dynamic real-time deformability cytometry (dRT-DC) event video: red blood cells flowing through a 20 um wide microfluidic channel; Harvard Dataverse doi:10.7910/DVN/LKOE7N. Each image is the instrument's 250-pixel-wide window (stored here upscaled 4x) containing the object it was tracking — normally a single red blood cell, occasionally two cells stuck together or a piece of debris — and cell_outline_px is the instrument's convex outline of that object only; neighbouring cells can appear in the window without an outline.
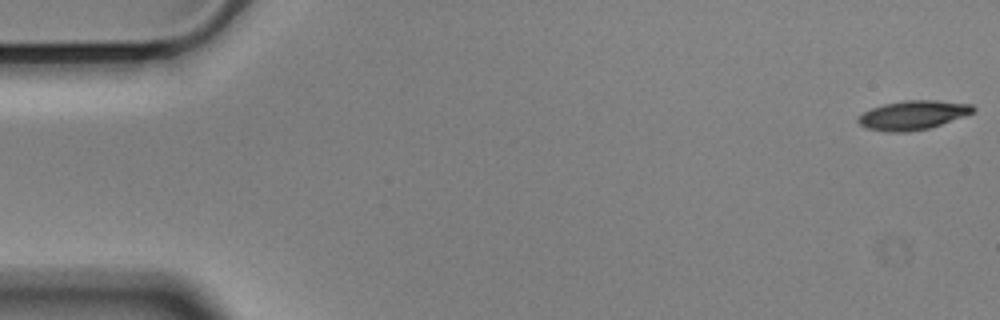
{"species": "Egyptian fruit bat (a non-hibernating species)", "species_latin": "Rousettus aegyptiacus", "temperature_condition": "cold", "stored_images_in_passage": 56, "camera_frame_rate_fps": 3000, "um_per_image_px": 0.085, "animal": {"sex": "male"}, "frame": {"image": 1, "passage_image": 1, "time_ms": 0.0, "image_size_px": [1000, 320], "cell_outline_px": [[976, 108], [972, 112], [964, 116], [928, 128], [908, 132], [884, 132], [868, 128], [860, 124], [856, 120], [864, 112], [872, 108], [884, 104], [904, 100], [936, 100], [972, 104]], "centroid_in_image_um": [77.59, 9.78], "position_along_channel_um": 7.4, "area_um2": 19.31}}
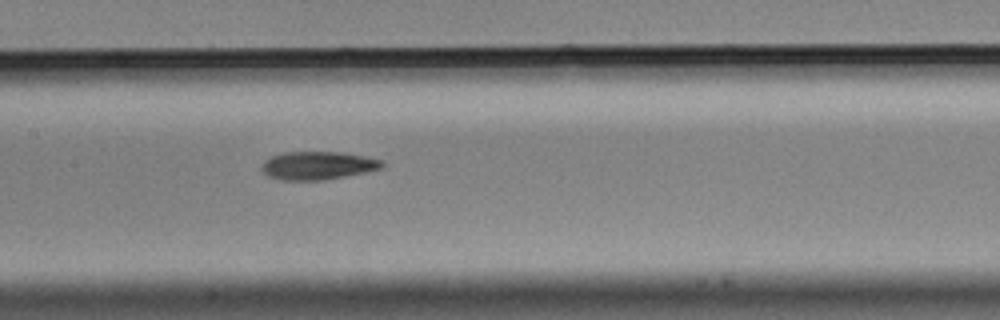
{"frame": {"image": 2, "passage_image": 27, "time_ms": 8.667, "image_size_px": [1000, 320], "cell_outline_px": [[384, 168], [344, 176], [320, 180], [280, 180], [268, 176], [260, 168], [260, 164], [264, 160], [272, 156], [284, 152], [344, 152], [384, 160]], "centroid_in_image_um": [27.0, 14.06], "position_along_channel_um": 180.4, "area_um2": 19.83}}
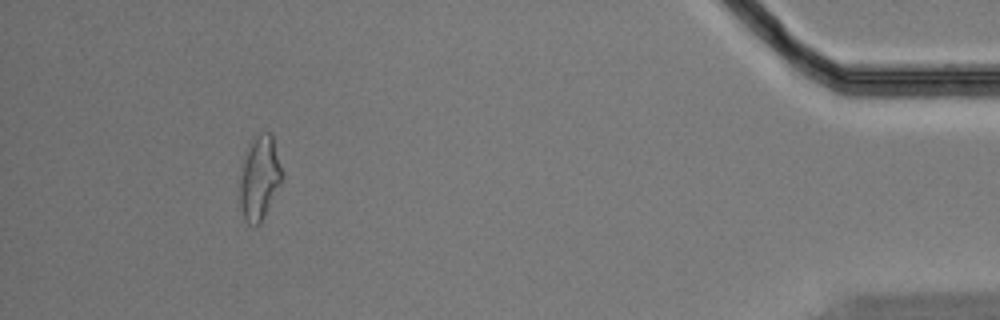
{"frame": {"image": 3, "passage_image": 52, "time_ms": 17.0, "image_size_px": [1000, 320], "cell_outline_px": [[284, 176], [260, 224], [256, 228], [252, 228], [244, 220], [236, 188], [240, 168], [244, 152], [256, 136], [260, 132], [272, 132], [284, 172]], "centroid_in_image_um": [22.02, 15.13], "position_along_channel_um": 413.2, "area_um2": 21.79}, "authors_computed_cell_mechanics": {"area_um2": 19.7676, "velocity_mm_per_s": 3.5583, "shape_relaxation_time_tau1_ms": 4.9493, "shape_relaxation_time_tau2_ms": 5.469, "deformation_change_tau1": 0.1657, "deformation_change_tau2": 0.1431}}